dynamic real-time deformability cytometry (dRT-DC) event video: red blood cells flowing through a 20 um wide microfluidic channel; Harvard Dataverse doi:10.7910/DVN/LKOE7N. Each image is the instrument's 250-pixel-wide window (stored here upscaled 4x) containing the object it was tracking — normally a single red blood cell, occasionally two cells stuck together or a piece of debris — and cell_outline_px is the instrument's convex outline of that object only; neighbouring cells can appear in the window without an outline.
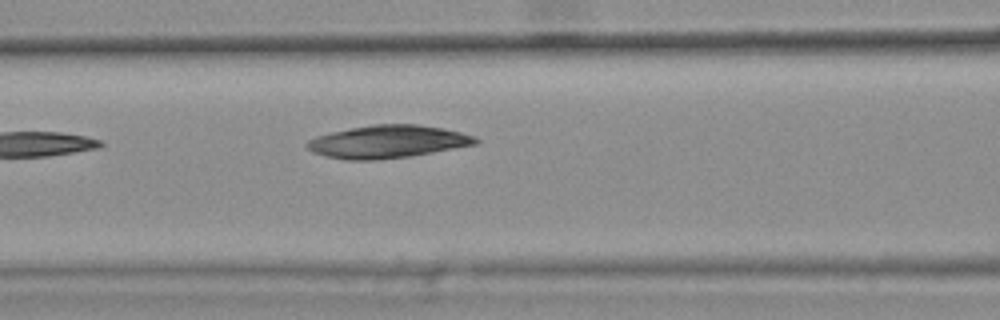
{"species": "common noctule bat (a hibernating species)", "species_latin": "Nyctalus noctula", "temperature_condition": "warm", "stored_images_in_passage": 7, "camera_frame_rate_fps": 3000, "um_per_image_px": 0.085, "animal": {"sex": "female", "body_mass_g": 25.1}, "frame": {"image": 1, "passage_image": 7, "time_ms": 2.0, "image_size_px": [1000, 320], "cell_outline_px": [[480, 140], [476, 144], [412, 156], [380, 160], [344, 160], [324, 156], [312, 152], [304, 144], [308, 140], [316, 136], [348, 128], [372, 124], [416, 124], [440, 128], [460, 132], [476, 136]], "centroid_in_image_um": [32.91, 12.05], "position_along_channel_um": 133.7, "area_um2": 32.37}}